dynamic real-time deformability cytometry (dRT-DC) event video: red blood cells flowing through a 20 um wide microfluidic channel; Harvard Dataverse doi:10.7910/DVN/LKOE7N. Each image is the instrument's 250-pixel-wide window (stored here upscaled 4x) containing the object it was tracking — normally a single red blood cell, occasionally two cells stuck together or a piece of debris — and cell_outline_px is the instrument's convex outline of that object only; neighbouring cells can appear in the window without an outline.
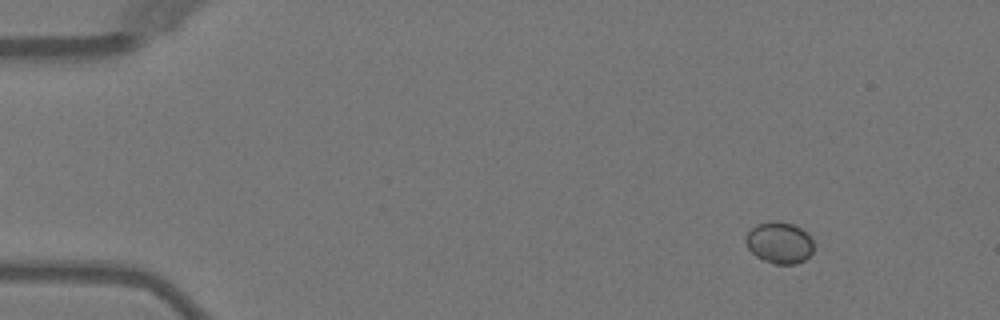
{"species": "Egyptian fruit bat (a non-hibernating species)", "species_latin": "Rousettus aegyptiacus", "temperature_condition": "warm", "stored_images_in_passage": 15, "camera_frame_rate_fps": 3000, "um_per_image_px": 0.085, "animal": {"sex": "female"}, "frame": {"image": 1, "passage_image": 6, "time_ms": 1.667, "image_size_px": [1000, 320], "cell_outline_px": [[812, 252], [804, 260], [796, 264], [776, 264], [764, 260], [756, 256], [748, 248], [744, 240], [744, 236], [756, 224], [772, 220], [776, 220], [792, 224], [800, 228], [812, 240]], "centroid_in_image_um": [66.2, 20.62], "position_along_channel_um": 18.8, "area_um2": 16.36}}